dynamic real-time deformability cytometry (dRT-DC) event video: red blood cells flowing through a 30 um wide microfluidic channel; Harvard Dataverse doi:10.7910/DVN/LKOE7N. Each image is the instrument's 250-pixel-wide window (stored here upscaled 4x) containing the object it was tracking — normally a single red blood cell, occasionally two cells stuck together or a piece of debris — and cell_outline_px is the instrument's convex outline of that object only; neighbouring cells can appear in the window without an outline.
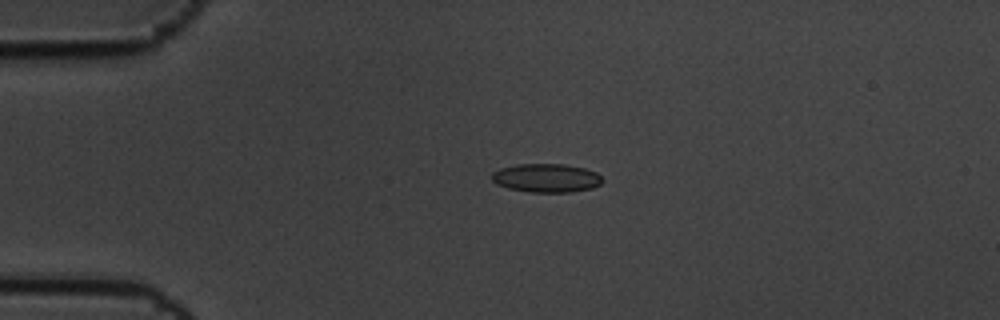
{"species": "common noctule bat (a hibernating species)", "species_latin": "Nyctalus noctula", "temperature_condition": "cold", "stored_images_in_passage": 3, "camera_frame_rate_fps": 3000, "um_per_image_px": 0.085, "animal": {"sex": "male", "body_mass_g": 19.5, "forearm_length_mm": 54.6}, "frame": {"image": 1, "passage_image": 2, "time_ms": 0.333, "image_size_px": [1000, 320], "cell_outline_px": [[604, 180], [600, 184], [592, 188], [572, 192], [532, 192], [508, 188], [496, 184], [492, 180], [492, 172], [500, 168], [516, 164], [564, 164], [584, 168], [596, 172]], "centroid_in_image_um": [46.44, 15.12], "position_along_channel_um": 38.6, "area_um2": 18.5}}